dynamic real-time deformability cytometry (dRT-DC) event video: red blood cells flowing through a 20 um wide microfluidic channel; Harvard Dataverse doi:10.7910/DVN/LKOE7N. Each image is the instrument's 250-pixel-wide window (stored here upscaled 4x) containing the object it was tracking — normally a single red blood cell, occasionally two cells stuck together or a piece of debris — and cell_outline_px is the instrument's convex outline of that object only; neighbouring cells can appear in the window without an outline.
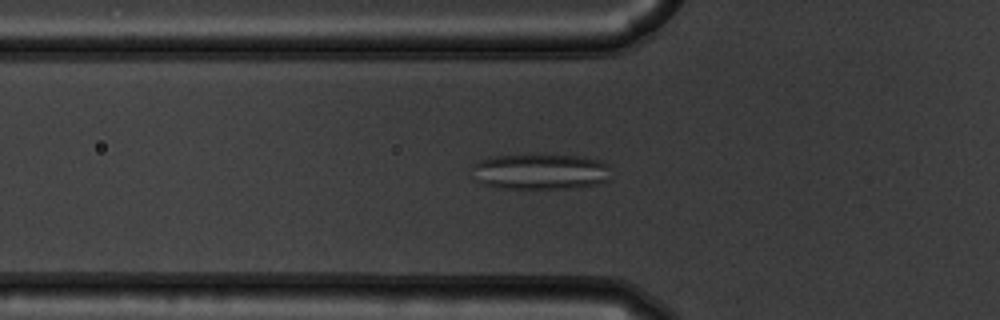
{"species": "common noctule bat (a hibernating species)", "species_latin": "Nyctalus noctula", "temperature_condition": "warm", "stored_images_in_passage": 39, "segment_of_instrument_passage": [1, 2], "camera_frame_rate_fps": 3000, "um_per_image_px": 0.085, "animal": {"sex": "male", "body_mass_g": 19.5, "forearm_length_mm": 54.6}, "frame": {"image": 1, "passage_image": 9, "time_ms": 2.667, "image_size_px": [1000, 320], "cell_outline_px": [[608, 180], [600, 184], [572, 188], [500, 188], [484, 184], [480, 180], [472, 164], [488, 156], [584, 156], [604, 160], [608, 164]], "centroid_in_image_um": [46.02, 14.59], "position_along_channel_um": 79.8, "area_um2": 28.44}}
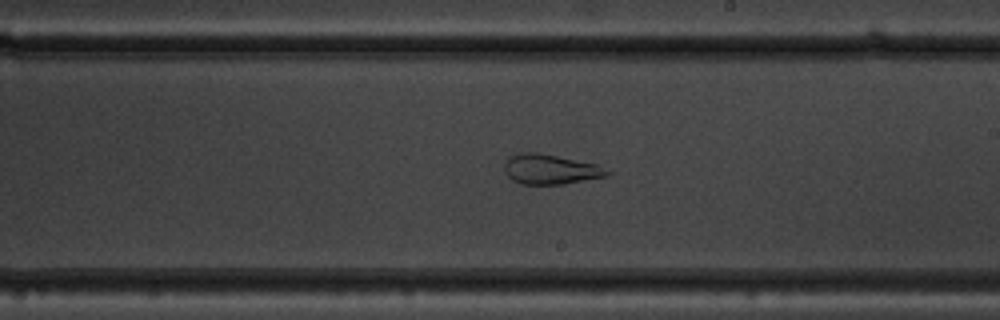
{"frame": {"image": 2, "passage_image": 22, "time_ms": 7.0, "image_size_px": [1000, 320], "cell_outline_px": [[612, 172], [608, 176], [564, 184], [520, 184], [512, 180], [504, 172], [504, 164], [508, 156], [520, 152], [536, 152], [596, 164]], "centroid_in_image_um": [46.75, 14.39], "position_along_channel_um": 242.3, "area_um2": 17.98}}
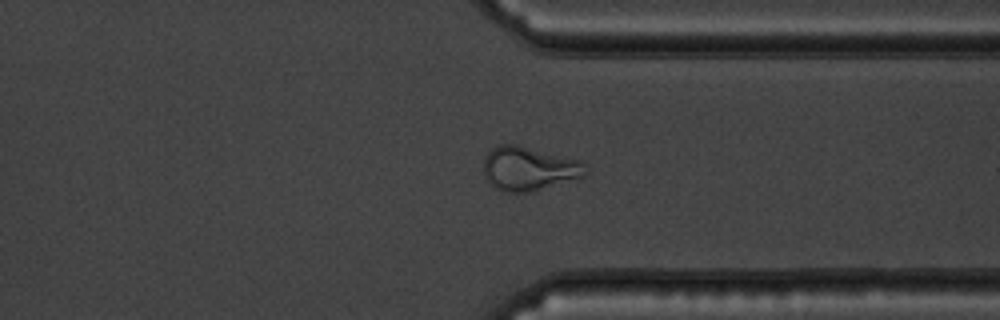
{"frame": {"image": 3, "passage_image": 32, "time_ms": 10.333, "image_size_px": [1000, 320], "cell_outline_px": [[588, 172], [584, 176], [532, 192], [504, 192], [488, 184], [484, 176], [484, 156], [492, 148], [500, 144], [516, 144], [576, 160], [584, 164]], "centroid_in_image_um": [44.89, 14.35], "position_along_channel_um": 366.5, "area_um2": 25.95}}